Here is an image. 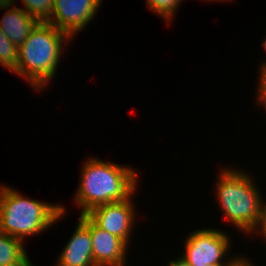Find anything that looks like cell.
I'll return each instance as SVG.
<instances>
[{"label":"cell","mask_w":266,"mask_h":266,"mask_svg":"<svg viewBox=\"0 0 266 266\" xmlns=\"http://www.w3.org/2000/svg\"><path fill=\"white\" fill-rule=\"evenodd\" d=\"M15 0H0V11L1 10H7L9 7H13L12 6V4L14 5L15 4V2H14Z\"/></svg>","instance_id":"obj_20"},{"label":"cell","mask_w":266,"mask_h":266,"mask_svg":"<svg viewBox=\"0 0 266 266\" xmlns=\"http://www.w3.org/2000/svg\"><path fill=\"white\" fill-rule=\"evenodd\" d=\"M18 64V47L13 44L0 28V66L14 72Z\"/></svg>","instance_id":"obj_13"},{"label":"cell","mask_w":266,"mask_h":266,"mask_svg":"<svg viewBox=\"0 0 266 266\" xmlns=\"http://www.w3.org/2000/svg\"><path fill=\"white\" fill-rule=\"evenodd\" d=\"M72 37L48 22H38L18 47V64L13 73L28 79L35 91H42L58 71L63 44ZM42 89V90H41Z\"/></svg>","instance_id":"obj_2"},{"label":"cell","mask_w":266,"mask_h":266,"mask_svg":"<svg viewBox=\"0 0 266 266\" xmlns=\"http://www.w3.org/2000/svg\"><path fill=\"white\" fill-rule=\"evenodd\" d=\"M220 170L215 195L222 213L239 231L245 232L243 234L253 235L264 207L259 188L252 177L239 168Z\"/></svg>","instance_id":"obj_4"},{"label":"cell","mask_w":266,"mask_h":266,"mask_svg":"<svg viewBox=\"0 0 266 266\" xmlns=\"http://www.w3.org/2000/svg\"><path fill=\"white\" fill-rule=\"evenodd\" d=\"M169 262H170L169 266H190L188 262L185 259H183L181 256L180 258H177L176 260L174 259L173 261L171 260Z\"/></svg>","instance_id":"obj_19"},{"label":"cell","mask_w":266,"mask_h":266,"mask_svg":"<svg viewBox=\"0 0 266 266\" xmlns=\"http://www.w3.org/2000/svg\"><path fill=\"white\" fill-rule=\"evenodd\" d=\"M79 216L90 229L95 266H125L129 245L121 238L99 228L86 214Z\"/></svg>","instance_id":"obj_8"},{"label":"cell","mask_w":266,"mask_h":266,"mask_svg":"<svg viewBox=\"0 0 266 266\" xmlns=\"http://www.w3.org/2000/svg\"><path fill=\"white\" fill-rule=\"evenodd\" d=\"M101 2L102 0H54L48 23L73 38L92 22Z\"/></svg>","instance_id":"obj_7"},{"label":"cell","mask_w":266,"mask_h":266,"mask_svg":"<svg viewBox=\"0 0 266 266\" xmlns=\"http://www.w3.org/2000/svg\"><path fill=\"white\" fill-rule=\"evenodd\" d=\"M258 73H260L266 79V65Z\"/></svg>","instance_id":"obj_22"},{"label":"cell","mask_w":266,"mask_h":266,"mask_svg":"<svg viewBox=\"0 0 266 266\" xmlns=\"http://www.w3.org/2000/svg\"><path fill=\"white\" fill-rule=\"evenodd\" d=\"M240 257H241V255L240 256L231 257L230 260H229V257H228V260L226 258V261H224L222 263L207 264L206 266H232Z\"/></svg>","instance_id":"obj_17"},{"label":"cell","mask_w":266,"mask_h":266,"mask_svg":"<svg viewBox=\"0 0 266 266\" xmlns=\"http://www.w3.org/2000/svg\"><path fill=\"white\" fill-rule=\"evenodd\" d=\"M24 10L38 22H48L54 8V0H21Z\"/></svg>","instance_id":"obj_12"},{"label":"cell","mask_w":266,"mask_h":266,"mask_svg":"<svg viewBox=\"0 0 266 266\" xmlns=\"http://www.w3.org/2000/svg\"><path fill=\"white\" fill-rule=\"evenodd\" d=\"M37 23L35 18L16 5L0 19V28L9 40L19 47Z\"/></svg>","instance_id":"obj_10"},{"label":"cell","mask_w":266,"mask_h":266,"mask_svg":"<svg viewBox=\"0 0 266 266\" xmlns=\"http://www.w3.org/2000/svg\"><path fill=\"white\" fill-rule=\"evenodd\" d=\"M259 85L258 86V91H257V96H256V104L258 106L262 105L261 107H263V109H266V79L259 74Z\"/></svg>","instance_id":"obj_15"},{"label":"cell","mask_w":266,"mask_h":266,"mask_svg":"<svg viewBox=\"0 0 266 266\" xmlns=\"http://www.w3.org/2000/svg\"><path fill=\"white\" fill-rule=\"evenodd\" d=\"M65 213V208L58 203L27 198L6 185L0 188L1 233L24 241L27 237L48 230Z\"/></svg>","instance_id":"obj_3"},{"label":"cell","mask_w":266,"mask_h":266,"mask_svg":"<svg viewBox=\"0 0 266 266\" xmlns=\"http://www.w3.org/2000/svg\"><path fill=\"white\" fill-rule=\"evenodd\" d=\"M251 261L242 255L232 266H255Z\"/></svg>","instance_id":"obj_18"},{"label":"cell","mask_w":266,"mask_h":266,"mask_svg":"<svg viewBox=\"0 0 266 266\" xmlns=\"http://www.w3.org/2000/svg\"><path fill=\"white\" fill-rule=\"evenodd\" d=\"M131 196L119 202L102 204L92 208L86 215L101 229L124 240L128 245L135 222L136 209ZM133 202V203H132Z\"/></svg>","instance_id":"obj_6"},{"label":"cell","mask_w":266,"mask_h":266,"mask_svg":"<svg viewBox=\"0 0 266 266\" xmlns=\"http://www.w3.org/2000/svg\"><path fill=\"white\" fill-rule=\"evenodd\" d=\"M262 46L264 47V50L266 51V39H265V41H263ZM265 65H266V61H264V62L261 64L259 70H261Z\"/></svg>","instance_id":"obj_21"},{"label":"cell","mask_w":266,"mask_h":266,"mask_svg":"<svg viewBox=\"0 0 266 266\" xmlns=\"http://www.w3.org/2000/svg\"><path fill=\"white\" fill-rule=\"evenodd\" d=\"M206 1H207V0H206ZM208 1H215V2H216V1H217V2H219V1H223V2H224V1H231V0H208ZM232 1H233V0H232Z\"/></svg>","instance_id":"obj_23"},{"label":"cell","mask_w":266,"mask_h":266,"mask_svg":"<svg viewBox=\"0 0 266 266\" xmlns=\"http://www.w3.org/2000/svg\"><path fill=\"white\" fill-rule=\"evenodd\" d=\"M184 0H146L149 10L157 13L162 19L173 22L176 11Z\"/></svg>","instance_id":"obj_14"},{"label":"cell","mask_w":266,"mask_h":266,"mask_svg":"<svg viewBox=\"0 0 266 266\" xmlns=\"http://www.w3.org/2000/svg\"><path fill=\"white\" fill-rule=\"evenodd\" d=\"M84 162L74 195L81 215L96 206L129 199L136 192L138 172L129 165L105 162L96 157Z\"/></svg>","instance_id":"obj_1"},{"label":"cell","mask_w":266,"mask_h":266,"mask_svg":"<svg viewBox=\"0 0 266 266\" xmlns=\"http://www.w3.org/2000/svg\"><path fill=\"white\" fill-rule=\"evenodd\" d=\"M77 223L57 259L56 266H95L90 229L80 219Z\"/></svg>","instance_id":"obj_9"},{"label":"cell","mask_w":266,"mask_h":266,"mask_svg":"<svg viewBox=\"0 0 266 266\" xmlns=\"http://www.w3.org/2000/svg\"><path fill=\"white\" fill-rule=\"evenodd\" d=\"M230 237L225 231L214 228L197 229L185 238L181 257L190 266L222 263L232 245Z\"/></svg>","instance_id":"obj_5"},{"label":"cell","mask_w":266,"mask_h":266,"mask_svg":"<svg viewBox=\"0 0 266 266\" xmlns=\"http://www.w3.org/2000/svg\"><path fill=\"white\" fill-rule=\"evenodd\" d=\"M24 241L0 232V266H30Z\"/></svg>","instance_id":"obj_11"},{"label":"cell","mask_w":266,"mask_h":266,"mask_svg":"<svg viewBox=\"0 0 266 266\" xmlns=\"http://www.w3.org/2000/svg\"><path fill=\"white\" fill-rule=\"evenodd\" d=\"M260 233L261 238L263 237L266 240V202L264 203V207L262 209L261 217L259 220V224L257 228L253 231V233Z\"/></svg>","instance_id":"obj_16"}]
</instances>
